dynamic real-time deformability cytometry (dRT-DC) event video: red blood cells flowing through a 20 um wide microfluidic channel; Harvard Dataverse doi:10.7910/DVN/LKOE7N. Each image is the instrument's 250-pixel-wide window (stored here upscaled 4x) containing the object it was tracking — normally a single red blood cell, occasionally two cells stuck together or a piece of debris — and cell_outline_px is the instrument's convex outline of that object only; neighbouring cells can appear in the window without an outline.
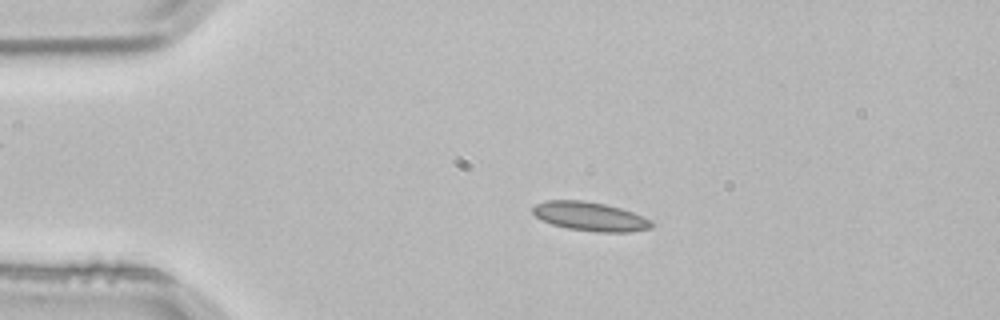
{"species": "common noctule bat (a hibernating species)", "species_latin": "Nyctalus noctula", "temperature_condition": "room temperature", "stored_images_in_passage": 4, "camera_frame_rate_fps": 3000, "um_per_image_px": 0.085, "animal": {"sex": "male", "body_mass_g": 21.5, "forearm_length_mm": 52.0}, "frame": {"image": 1, "passage_image": 3, "time_ms": 0.667, "image_size_px": [1000, 320], "cell_outline_px": [[656, 224], [652, 228], [628, 232], [596, 232], [568, 228], [552, 224], [536, 216], [532, 212], [532, 208], [536, 204], [548, 200], [584, 200], [604, 204], [620, 208], [632, 212], [652, 220]], "centroid_in_image_um": [50.2, 18.4], "position_along_channel_um": 34.8, "area_um2": 20.0}}